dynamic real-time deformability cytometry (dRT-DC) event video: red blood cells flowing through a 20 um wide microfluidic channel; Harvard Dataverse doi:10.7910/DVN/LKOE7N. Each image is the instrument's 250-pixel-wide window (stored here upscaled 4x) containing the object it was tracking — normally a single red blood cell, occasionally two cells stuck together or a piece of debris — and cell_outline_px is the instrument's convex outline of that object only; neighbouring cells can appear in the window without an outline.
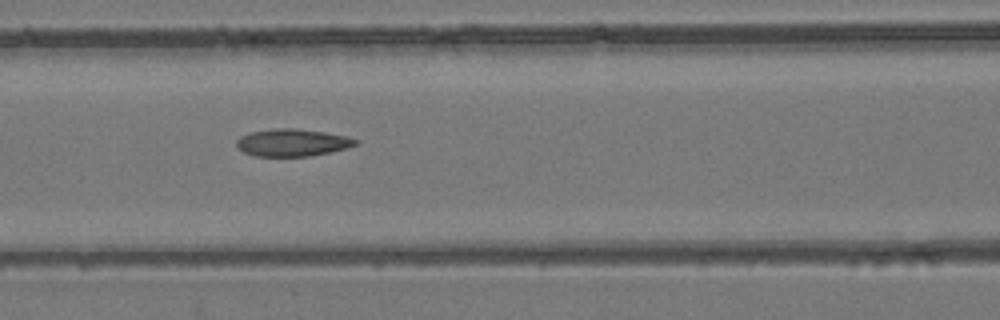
{"species": "common noctule bat (a hibernating species)", "species_latin": "Nyctalus noctula", "temperature_condition": "room temperature", "stored_images_in_passage": 15, "camera_frame_rate_fps": 3000, "um_per_image_px": 0.085, "animal": {"sex": "female", "body_mass_g": 24.6, "forearm_length_mm": 56.2}, "frame": {"image": 1, "passage_image": 7, "time_ms": 7.667, "image_size_px": [1000, 320], "cell_outline_px": [[360, 144], [348, 148], [308, 156], [256, 156], [244, 152], [236, 148], [236, 140], [240, 136], [252, 132], [276, 128], [296, 128], [324, 132], [348, 136], [360, 140]], "centroid_in_image_um": [24.88, 12.11], "position_along_channel_um": 141.7, "area_um2": 19.07}}
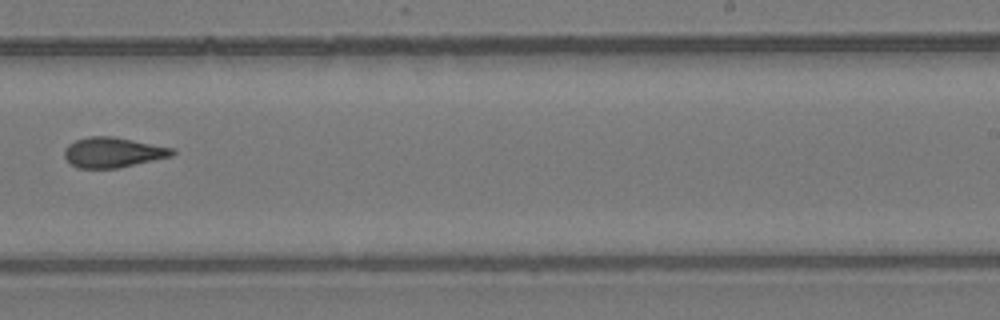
{"frame": {"image": 2, "passage_image": 10, "time_ms": 11.333, "image_size_px": [1000, 320], "cell_outline_px": [[176, 152], [172, 156], [116, 168], [76, 168], [64, 156], [64, 148], [68, 144], [76, 140], [88, 136], [112, 136], [172, 148]], "centroid_in_image_um": [9.56, 12.95], "position_along_channel_um": 279.4, "area_um2": 18.73}}
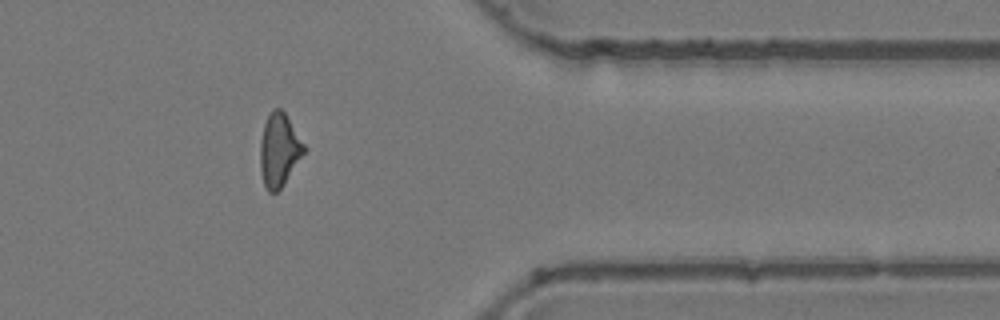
{"frame": {"image": 3, "passage_image": 13, "time_ms": 14.667, "image_size_px": [1000, 320], "cell_outline_px": [[304, 152], [284, 184], [276, 192], [268, 192], [264, 188], [260, 172], [260, 140], [264, 124], [272, 108], [280, 108], [284, 112], [304, 144]], "centroid_in_image_um": [23.68, 12.77], "position_along_channel_um": 387.7, "area_um2": 18.5}, "authors_computed_cell_mechanics": {"area_um2": 18.785, "velocity_mm_per_s": 3.7644, "shape_relaxation_time_tau1_ms": null, "shape_relaxation_time_tau2_ms": 6.2751, "deformation_change_tau1": null, "deformation_change_tau2": 0.1361}}